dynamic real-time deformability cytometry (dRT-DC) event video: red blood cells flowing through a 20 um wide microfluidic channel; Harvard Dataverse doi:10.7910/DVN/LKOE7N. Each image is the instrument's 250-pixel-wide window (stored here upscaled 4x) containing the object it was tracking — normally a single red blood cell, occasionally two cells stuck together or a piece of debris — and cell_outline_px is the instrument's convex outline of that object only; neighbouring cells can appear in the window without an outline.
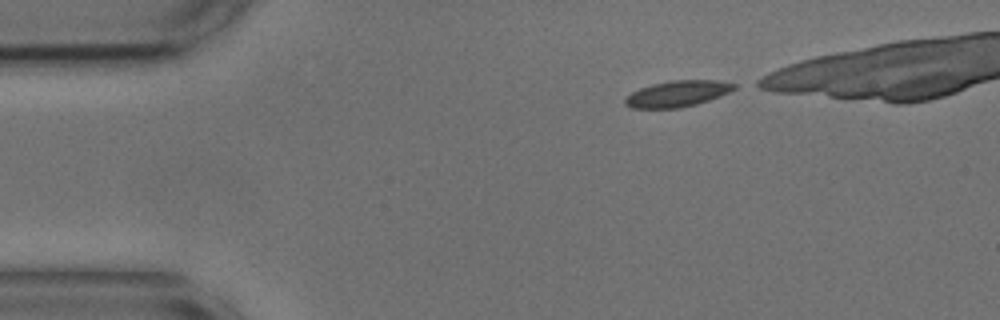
{"species": "common noctule bat (a hibernating species)", "species_latin": "Nyctalus noctula", "temperature_condition": "cold", "stored_images_in_passage": 3, "camera_frame_rate_fps": 3000, "um_per_image_px": 0.085, "animal": {"sex": "male", "body_mass_g": 17.9, "forearm_length_mm": 54.2}, "frame": {"image": 1, "passage_image": 1, "time_ms": 0.0, "image_size_px": [1000, 320], "cell_outline_px": [[736, 88], [720, 96], [696, 104], [680, 108], [632, 108], [624, 104], [624, 100], [632, 92], [640, 88], [652, 84], [672, 80], [720, 80], [736, 84]], "centroid_in_image_um": [57.59, 7.96], "position_along_channel_um": 27.4, "area_um2": 16.53}}